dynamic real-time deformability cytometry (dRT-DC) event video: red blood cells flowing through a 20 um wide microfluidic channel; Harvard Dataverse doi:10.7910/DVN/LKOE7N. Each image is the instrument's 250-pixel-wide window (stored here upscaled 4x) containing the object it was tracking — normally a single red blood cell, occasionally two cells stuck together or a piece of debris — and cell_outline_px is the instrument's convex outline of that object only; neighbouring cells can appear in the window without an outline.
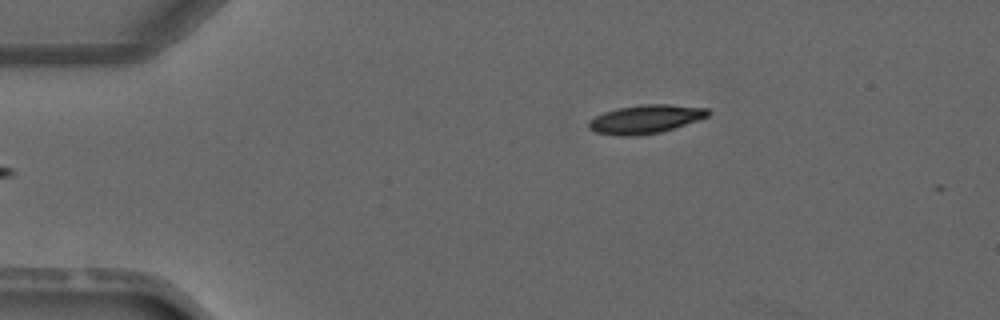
{"species": "common noctule bat (a hibernating species)", "species_latin": "Nyctalus noctula", "temperature_condition": "warm", "stored_images_in_passage": 3, "camera_frame_rate_fps": 3000, "um_per_image_px": 0.085, "animal": {"sex": "male", "forearm_length_mm": 52.5}, "frame": {"image": 1, "passage_image": 3, "time_ms": 2.333, "image_size_px": [1000, 320], "cell_outline_px": [[712, 112], [708, 116], [700, 120], [660, 132], [636, 136], [620, 136], [596, 132], [588, 128], [588, 120], [604, 112], [616, 108], [640, 104], [668, 104], [708, 108]], "centroid_in_image_um": [54.88, 10.12], "position_along_channel_um": 30.1, "area_um2": 20.06}}